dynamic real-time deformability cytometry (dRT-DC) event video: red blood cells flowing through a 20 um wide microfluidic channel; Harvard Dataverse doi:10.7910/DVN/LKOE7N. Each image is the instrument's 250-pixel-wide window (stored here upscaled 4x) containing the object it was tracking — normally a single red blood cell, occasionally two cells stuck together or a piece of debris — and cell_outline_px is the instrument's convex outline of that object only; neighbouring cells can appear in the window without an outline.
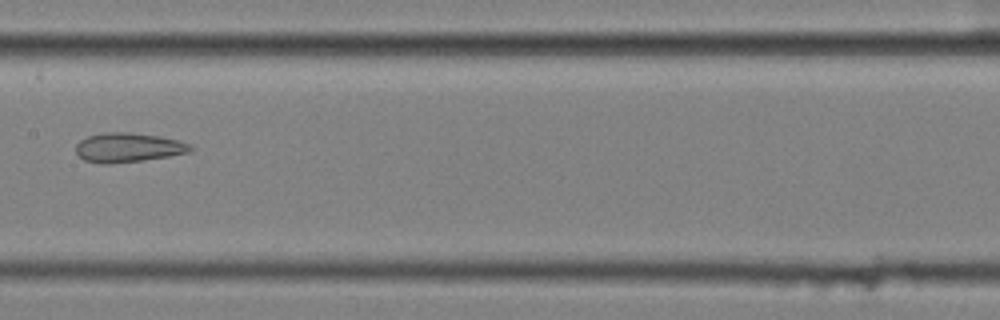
{"species": "common noctule bat (a hibernating species)", "species_latin": "Nyctalus noctula", "temperature_condition": "cold", "stored_images_in_passage": 11, "camera_frame_rate_fps": 3000, "um_per_image_px": 0.085, "animal": {"sex": "female", "body_mass_g": 25.1}, "frame": {"image": 1, "passage_image": 8, "time_ms": 2.333, "image_size_px": [1000, 320], "cell_outline_px": [[196, 148], [188, 152], [168, 156], [144, 160], [108, 164], [104, 164], [84, 160], [76, 152], [76, 144], [80, 140], [88, 136], [104, 132], [132, 132], [160, 136], [180, 140], [192, 144]], "centroid_in_image_um": [10.93, 12.53], "position_along_channel_um": 196.5, "area_um2": 19.77}}
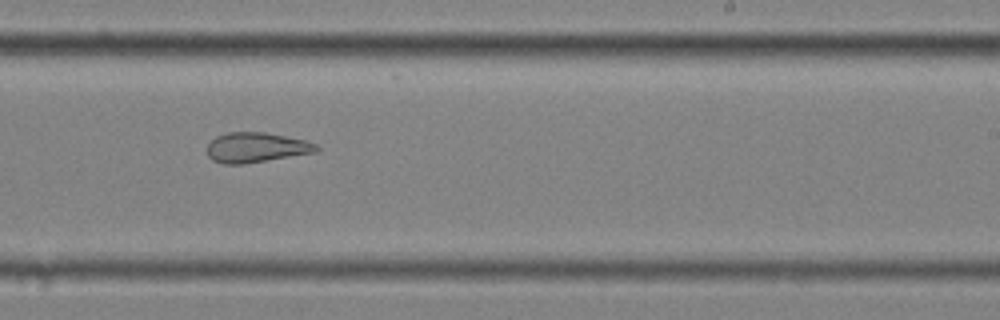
{"frame": {"image": 2, "passage_image": 10, "time_ms": 3.0, "image_size_px": [1000, 320], "cell_outline_px": [[320, 148], [316, 152], [244, 164], [224, 164], [212, 160], [208, 156], [208, 144], [216, 136], [228, 132], [264, 132], [304, 140], [316, 144]], "centroid_in_image_um": [21.76, 12.54], "position_along_channel_um": 267.2, "area_um2": 18.96}}